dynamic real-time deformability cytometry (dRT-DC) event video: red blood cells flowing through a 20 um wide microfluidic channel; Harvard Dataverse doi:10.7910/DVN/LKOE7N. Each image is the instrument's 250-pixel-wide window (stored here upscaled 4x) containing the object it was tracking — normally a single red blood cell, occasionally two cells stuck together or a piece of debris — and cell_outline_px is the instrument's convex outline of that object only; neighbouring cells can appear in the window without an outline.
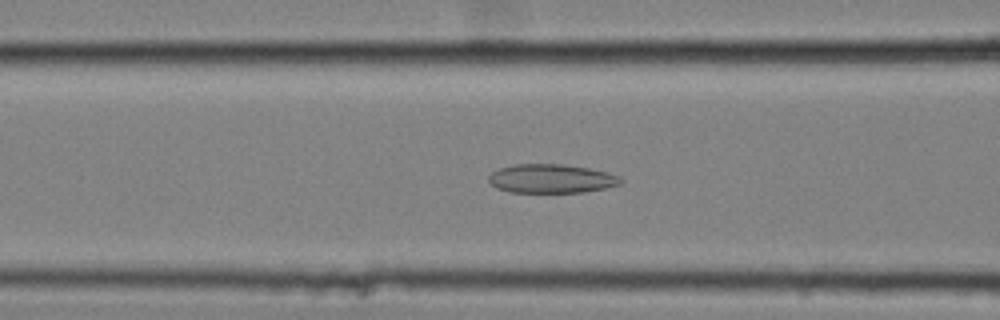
{"species": "common noctule bat (a hibernating species)", "species_latin": "Nyctalus noctula", "temperature_condition": "cold", "stored_images_in_passage": 49, "camera_frame_rate_fps": 3000, "um_per_image_px": 0.085, "animal": {"sex": "female", "body_mass_g": 25.1}, "frame": {"image": 1, "passage_image": 15, "time_ms": 4.667, "image_size_px": [1000, 320], "cell_outline_px": [[624, 180], [620, 184], [604, 188], [584, 192], [508, 192], [496, 188], [488, 180], [488, 176], [492, 172], [500, 168], [512, 164], [564, 164], [588, 168], [608, 172], [620, 176]], "centroid_in_image_um": [46.86, 15.18], "position_along_channel_um": 119.7, "area_um2": 22.31}}
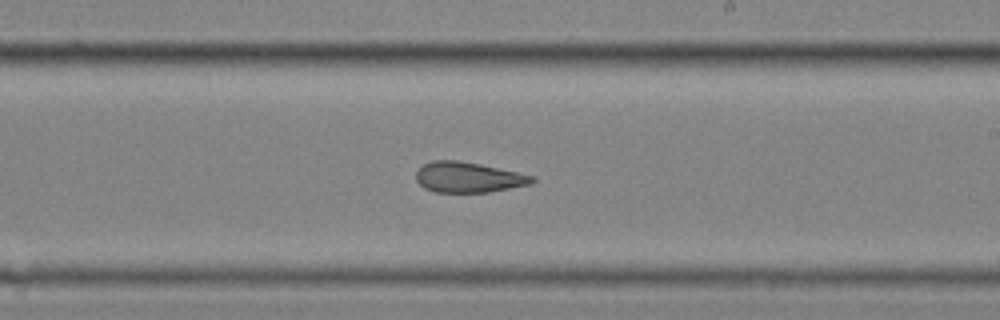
{"frame": {"image": 2, "passage_image": 26, "time_ms": 8.333, "image_size_px": [1000, 320], "cell_outline_px": [[536, 180], [532, 184], [488, 192], [436, 192], [424, 188], [416, 180], [416, 172], [424, 164], [432, 160], [460, 160], [480, 164], [536, 176]], "centroid_in_image_um": [39.82, 15.06], "position_along_channel_um": 249.2, "area_um2": 20.63}}
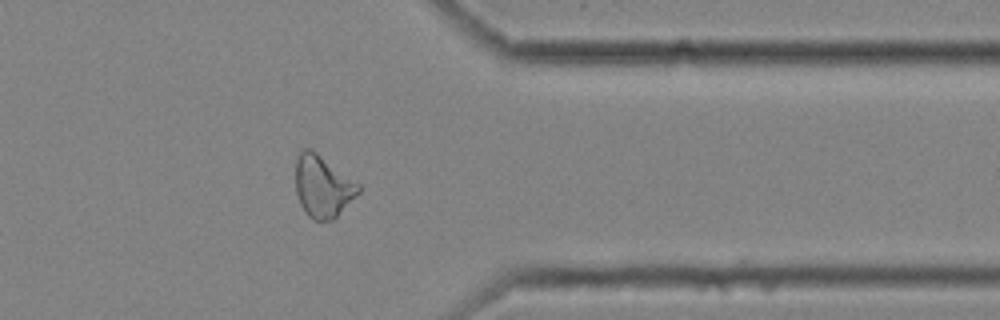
{"frame": {"image": 3, "passage_image": 38, "time_ms": 12.333, "image_size_px": [1000, 320], "cell_outline_px": [[360, 192], [332, 220], [320, 224], [312, 220], [308, 216], [300, 204], [296, 192], [296, 160], [300, 152], [304, 148], [312, 148], [360, 184]], "centroid_in_image_um": [27.42, 15.86], "position_along_channel_um": 384.0, "area_um2": 22.95}, "authors_computed_cell_mechanics": {"area_um2": 22.5998, "velocity_mm_per_s": 3.5392, "shape_relaxation_time_tau1_ms": null, "shape_relaxation_time_tau2_ms": 3.6621, "deformation_change_tau1": null, "deformation_change_tau2": 0.1167}}